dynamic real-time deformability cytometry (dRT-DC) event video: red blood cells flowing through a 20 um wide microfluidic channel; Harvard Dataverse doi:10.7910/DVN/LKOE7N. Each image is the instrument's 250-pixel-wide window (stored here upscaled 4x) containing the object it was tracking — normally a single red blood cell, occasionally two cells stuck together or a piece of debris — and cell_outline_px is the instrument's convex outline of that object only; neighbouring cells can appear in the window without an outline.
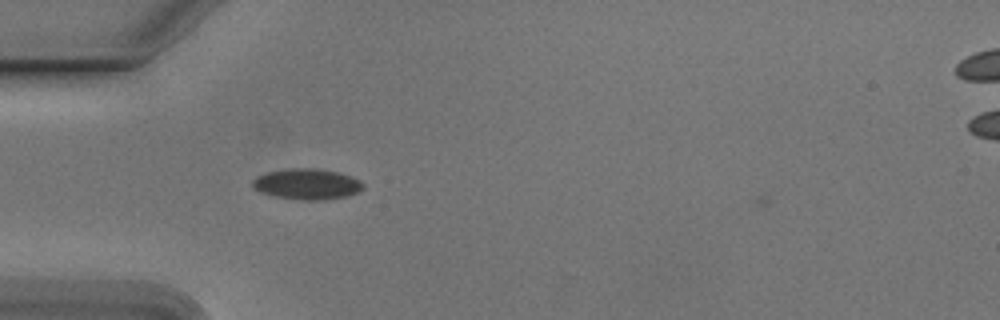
{"species": "Egyptian fruit bat (a non-hibernating species)", "species_latin": "Rousettus aegyptiacus", "temperature_condition": "cold", "stored_images_in_passage": 4, "camera_frame_rate_fps": 3000, "um_per_image_px": 0.085, "animal": {"sex": "male"}, "frame": {"image": 1, "passage_image": 3, "time_ms": 0.667, "image_size_px": [1000, 320], "cell_outline_px": [[364, 188], [360, 192], [348, 196], [324, 200], [300, 200], [272, 196], [260, 192], [252, 188], [252, 180], [256, 176], [268, 172], [292, 168], [316, 168], [336, 172], [360, 180], [364, 184]], "centroid_in_image_um": [26.08, 15.66], "position_along_channel_um": 58.9, "area_um2": 20.0}}